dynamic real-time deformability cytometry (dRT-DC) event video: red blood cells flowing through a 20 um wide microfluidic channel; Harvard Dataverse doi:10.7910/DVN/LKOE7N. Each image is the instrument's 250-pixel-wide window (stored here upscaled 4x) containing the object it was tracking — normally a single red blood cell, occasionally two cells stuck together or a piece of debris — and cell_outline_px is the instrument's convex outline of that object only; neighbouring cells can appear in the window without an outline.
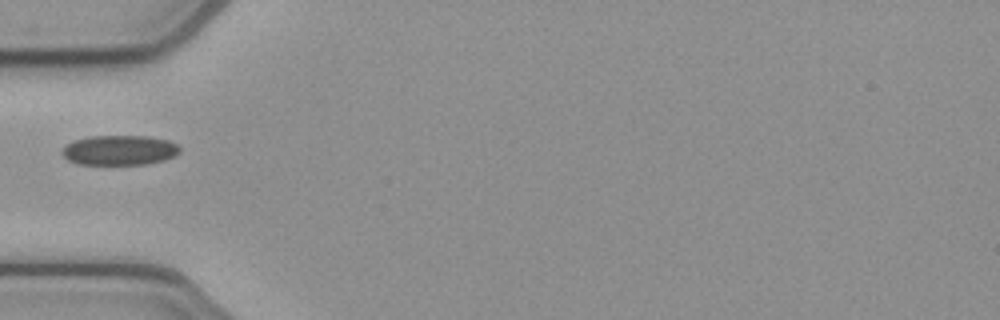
{"species": "common noctule bat (a hibernating species)", "species_latin": "Nyctalus noctula", "temperature_condition": "cold", "stored_images_in_passage": 36, "camera_frame_rate_fps": 3000, "um_per_image_px": 0.085, "animal": {"sex": "female", "body_mass_g": 21.9}, "frame": {"image": 1, "passage_image": 1, "time_ms": 0.0, "image_size_px": [1000, 320], "cell_outline_px": [[180, 152], [176, 156], [164, 160], [148, 164], [80, 164], [68, 160], [60, 152], [72, 140], [88, 136], [148, 136], [168, 140], [176, 144], [180, 148]], "centroid_in_image_um": [10.17, 12.76], "position_along_channel_um": 74.8, "area_um2": 20.58}}
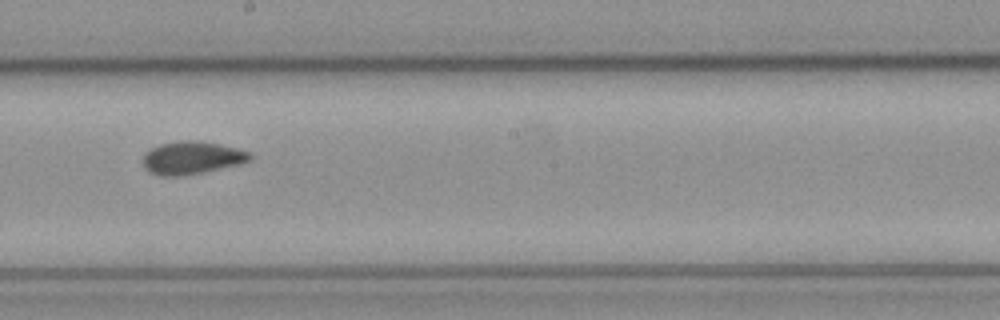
{"frame": {"image": 2, "passage_image": 13, "time_ms": 4.0, "image_size_px": [1000, 320], "cell_outline_px": [[252, 160], [236, 164], [200, 172], [180, 176], [160, 176], [148, 172], [144, 168], [144, 152], [160, 144], [184, 140], [196, 140], [220, 144], [252, 152]], "centroid_in_image_um": [16.28, 13.4], "position_along_channel_um": 231.9, "area_um2": 20.29}}
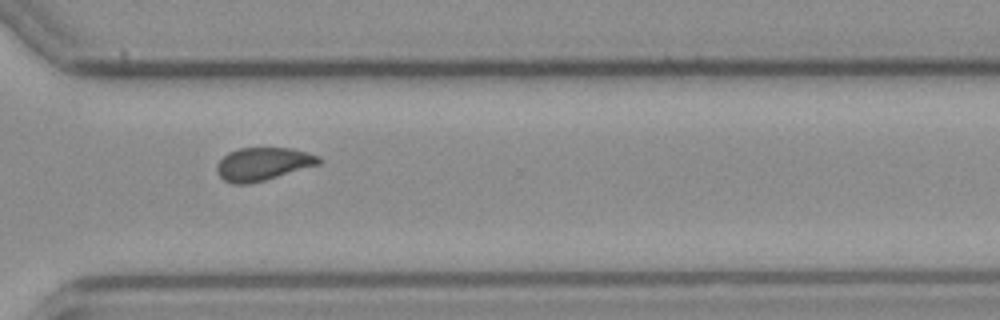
{"frame": {"image": 3, "passage_image": 22, "time_ms": 7.0, "image_size_px": [1000, 320], "cell_outline_px": [[320, 164], [264, 180], [248, 184], [232, 184], [224, 180], [216, 172], [216, 164], [228, 152], [240, 148], [292, 148], [320, 156]], "centroid_in_image_um": [22.32, 13.94], "position_along_channel_um": 348.3, "area_um2": 19.54}}